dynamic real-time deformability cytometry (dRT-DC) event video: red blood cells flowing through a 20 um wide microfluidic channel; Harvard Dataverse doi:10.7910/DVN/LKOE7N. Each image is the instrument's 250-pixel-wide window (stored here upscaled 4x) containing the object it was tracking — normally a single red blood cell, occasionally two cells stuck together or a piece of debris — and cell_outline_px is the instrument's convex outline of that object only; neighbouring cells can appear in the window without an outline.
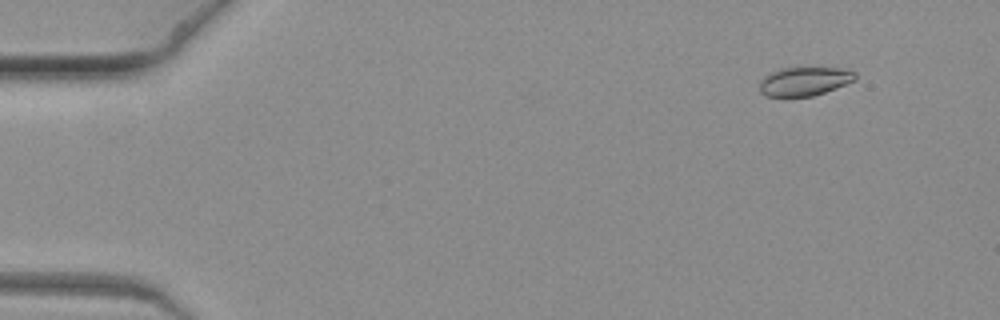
{"species": "common noctule bat (a hibernating species)", "species_latin": "Nyctalus noctula", "temperature_condition": "warm", "stored_images_in_passage": 6, "camera_frame_rate_fps": 3000, "um_per_image_px": 0.085, "animal": {"sex": "female", "body_mass_g": 19.3, "forearm_length_mm": 54.1}, "frame": {"image": 1, "passage_image": 1, "time_ms": 0.0, "image_size_px": [1000, 320], "cell_outline_px": [[856, 80], [824, 92], [812, 96], [764, 96], [760, 92], [760, 80], [768, 72], [780, 68], [848, 68], [856, 72]], "centroid_in_image_um": [68.37, 6.9], "position_along_channel_um": 16.6, "area_um2": 16.13}}
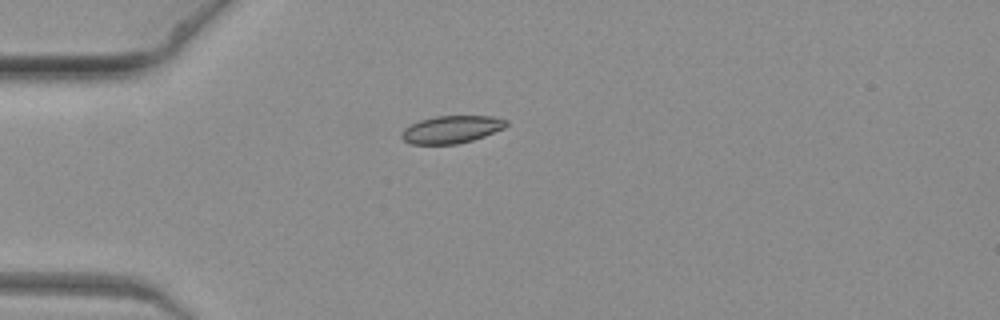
{"frame": {"image": 2, "passage_image": 5, "time_ms": 1.333, "image_size_px": [1000, 320], "cell_outline_px": [[508, 124], [504, 128], [484, 136], [472, 140], [456, 144], [412, 144], [404, 140], [400, 136], [400, 132], [404, 128], [420, 120], [436, 116], [492, 116], [508, 120]], "centroid_in_image_um": [38.37, 11.0], "position_along_channel_um": 46.6, "area_um2": 16.76}}